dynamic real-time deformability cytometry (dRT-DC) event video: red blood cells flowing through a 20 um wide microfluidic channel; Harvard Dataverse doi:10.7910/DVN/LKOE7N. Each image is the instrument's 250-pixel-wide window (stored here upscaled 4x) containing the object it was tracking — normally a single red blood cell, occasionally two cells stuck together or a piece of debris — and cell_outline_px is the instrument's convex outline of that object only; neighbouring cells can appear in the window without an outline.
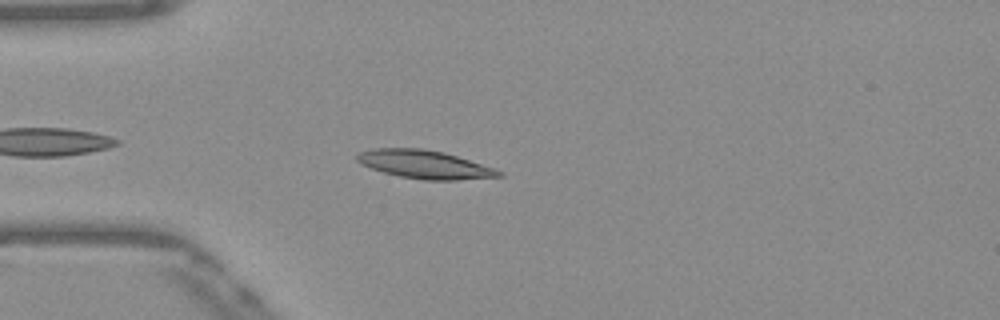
{"species": "Egyptian fruit bat (a non-hibernating species)", "species_latin": "Rousettus aegyptiacus", "temperature_condition": "warm", "stored_images_in_passage": 34, "camera_frame_rate_fps": 3000, "um_per_image_px": 0.085, "frame": {"image": 1, "passage_image": 3, "time_ms": 0.667, "image_size_px": [1000, 320], "cell_outline_px": [[504, 176], [456, 180], [424, 180], [400, 176], [384, 172], [360, 164], [356, 160], [356, 152], [372, 148], [424, 148], [444, 152], [504, 172]], "centroid_in_image_um": [36.03, 13.97], "position_along_channel_um": 49.0, "area_um2": 23.29}}
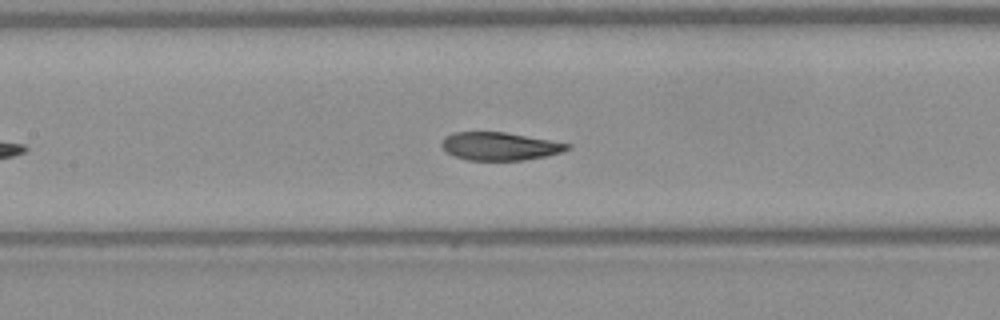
{"frame": {"image": 2, "passage_image": 13, "time_ms": 4.0, "image_size_px": [1000, 320], "cell_outline_px": [[572, 148], [560, 152], [544, 156], [524, 160], [468, 160], [456, 156], [448, 152], [440, 144], [444, 136], [456, 132], [504, 132], [572, 144]], "centroid_in_image_um": [42.48, 12.43], "position_along_channel_um": 164.9, "area_um2": 20.29}}
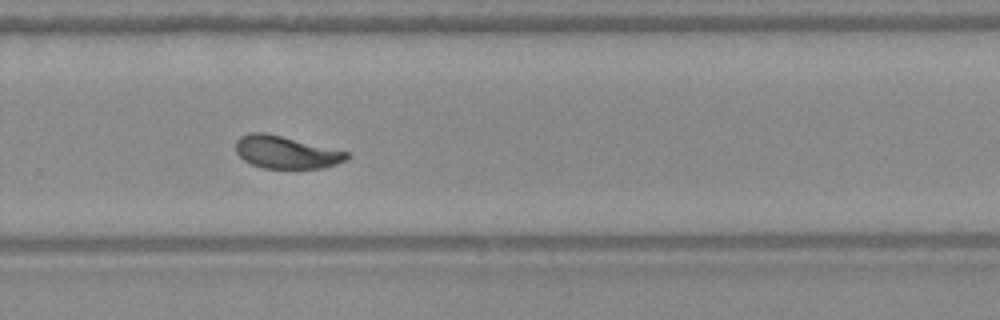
{"frame": {"image": 3, "passage_image": 24, "time_ms": 7.667, "image_size_px": [1000, 320], "cell_outline_px": [[352, 156], [336, 164], [320, 168], [264, 168], [252, 164], [244, 160], [236, 152], [236, 140], [240, 136], [248, 132], [264, 132], [348, 152]], "centroid_in_image_um": [24.28, 12.93], "position_along_channel_um": 305.5, "area_um2": 20.81}, "authors_computed_cell_mechanics": {"area_um2": 21.1837, "velocity_mm_per_s": 3.8435, "shape_relaxation_time_tau1_ms": null, "shape_relaxation_time_tau2_ms": 1.6153, "deformation_change_tau1": null, "deformation_change_tau2": 0.0625}}